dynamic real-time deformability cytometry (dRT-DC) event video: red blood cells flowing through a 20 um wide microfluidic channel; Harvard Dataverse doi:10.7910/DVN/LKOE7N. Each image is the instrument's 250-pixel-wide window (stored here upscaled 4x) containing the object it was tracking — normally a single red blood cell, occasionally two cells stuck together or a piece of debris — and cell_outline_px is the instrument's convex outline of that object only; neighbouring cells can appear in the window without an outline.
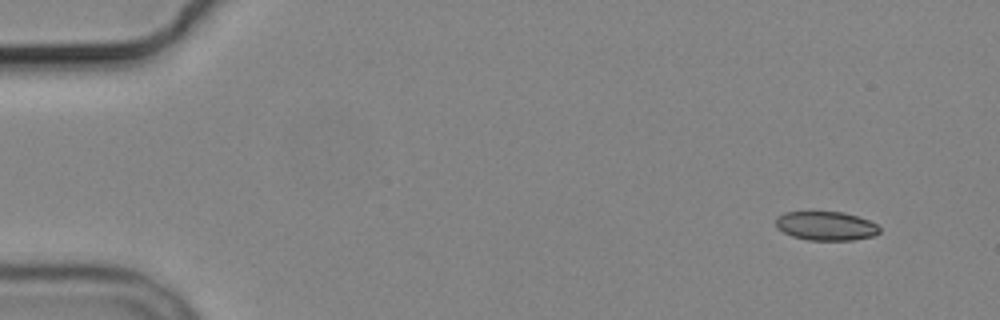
{"species": "common noctule bat (a hibernating species)", "species_latin": "Nyctalus noctula", "temperature_condition": "cold", "stored_images_in_passage": 6, "camera_frame_rate_fps": 3000, "um_per_image_px": 0.085, "animal": {"sex": "male", "body_mass_g": 19.2, "forearm_length_mm": 51.8}, "frame": {"image": 1, "passage_image": 1, "time_ms": 0.0, "image_size_px": [1000, 320], "cell_outline_px": [[880, 232], [872, 236], [852, 240], [808, 240], [792, 236], [776, 228], [776, 216], [784, 212], [844, 212], [868, 220], [876, 224], [880, 228]], "centroid_in_image_um": [70.18, 19.2], "position_along_channel_um": 14.8, "area_um2": 17.46}}
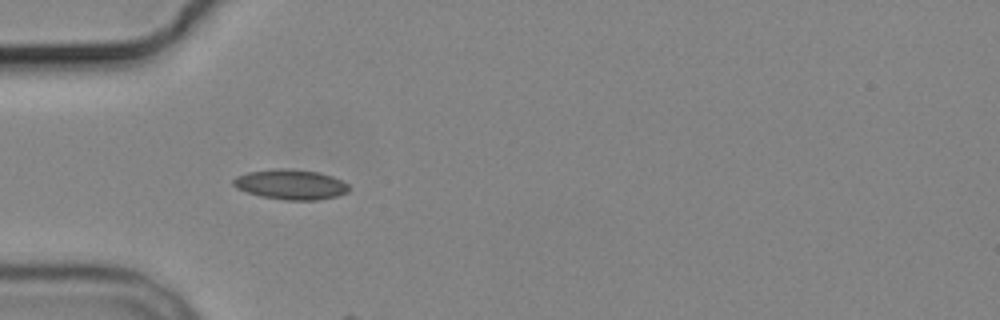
{"frame": {"image": 2, "passage_image": 4, "time_ms": 4.333, "image_size_px": [1000, 320], "cell_outline_px": [[348, 192], [336, 196], [316, 200], [284, 200], [260, 196], [236, 188], [232, 184], [232, 180], [236, 176], [248, 172], [276, 168], [288, 168], [320, 172], [332, 176], [348, 184]], "centroid_in_image_um": [24.69, 15.67], "position_along_channel_um": 60.3, "area_um2": 20.29}}
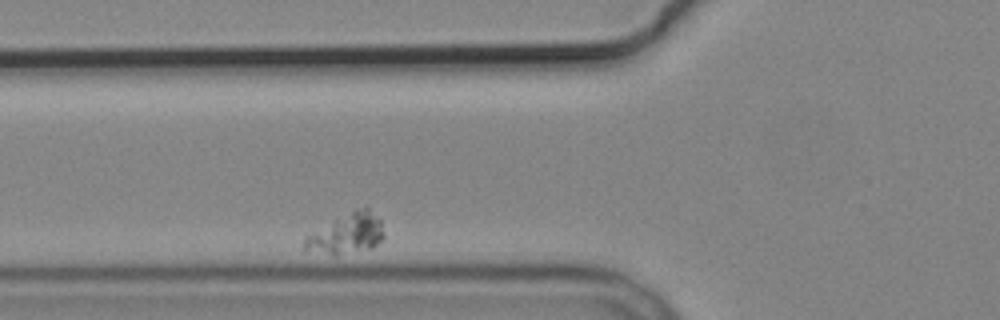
{"frame": {"image": 3, "passage_image": 6, "time_ms": 6.667, "image_size_px": [1000, 320], "cell_outline_px": [[384, 236], [372, 248], [336, 256], [332, 256], [304, 252], [300, 248], [304, 236], [356, 208], [368, 204], [380, 220], [384, 232]], "centroid_in_image_um": [29.39, 19.89], "position_along_channel_um": 96.4, "area_um2": 19.36}}